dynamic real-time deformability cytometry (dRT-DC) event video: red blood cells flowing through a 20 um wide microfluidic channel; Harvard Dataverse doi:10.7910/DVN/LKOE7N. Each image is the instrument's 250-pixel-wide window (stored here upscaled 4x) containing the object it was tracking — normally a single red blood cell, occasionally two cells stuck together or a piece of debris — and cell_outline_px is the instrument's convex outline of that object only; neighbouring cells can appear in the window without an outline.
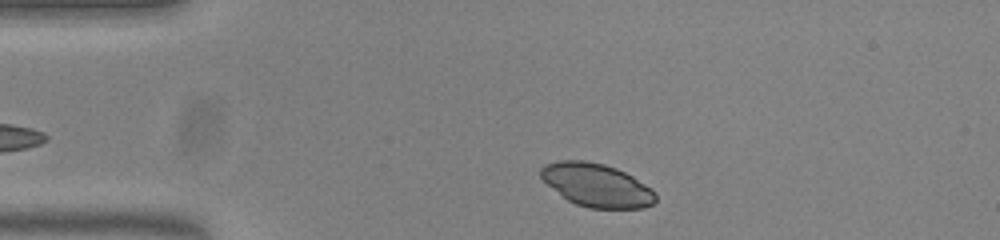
{"species": "common noctule bat (a hibernating species)", "species_latin": "Nyctalus noctula", "temperature_condition": "warm", "stored_images_in_passage": 39, "camera_frame_rate_fps": 3000, "um_per_image_px": 0.085, "animal": {"sex": "female", "body_mass_g": 23.0, "forearm_length_mm": 53.4}, "frame": {"image": 1, "passage_image": 2, "time_ms": 0.333, "image_size_px": [1000, 240], "cell_outline_px": [[656, 200], [652, 204], [644, 208], [588, 208], [576, 204], [568, 200], [548, 184], [540, 176], [540, 168], [544, 164], [560, 160], [584, 160], [604, 164], [616, 168], [632, 176], [652, 188], [656, 192]], "centroid_in_image_um": [50.73, 15.73], "position_along_channel_um": 34.3, "area_um2": 28.84}}